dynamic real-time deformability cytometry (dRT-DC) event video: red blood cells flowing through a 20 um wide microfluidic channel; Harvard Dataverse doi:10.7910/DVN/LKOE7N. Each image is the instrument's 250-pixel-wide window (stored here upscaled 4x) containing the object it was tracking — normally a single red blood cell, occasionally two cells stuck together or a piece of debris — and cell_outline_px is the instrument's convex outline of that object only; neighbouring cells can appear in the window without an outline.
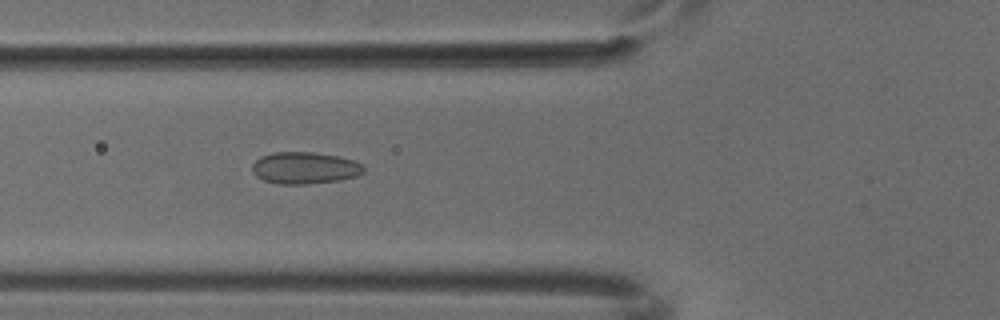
{"species": "common noctule bat (a hibernating species)", "species_latin": "Nyctalus noctula", "temperature_condition": "cold", "stored_images_in_passage": 5, "camera_frame_rate_fps": 3000, "um_per_image_px": 0.085, "animal": {"sex": "male", "body_mass_g": 18.8}, "frame": {"image": 1, "passage_image": 5, "time_ms": 1.333, "image_size_px": [1000, 320], "cell_outline_px": [[364, 172], [356, 176], [340, 180], [308, 184], [276, 184], [264, 180], [256, 176], [252, 172], [252, 164], [260, 156], [272, 152], [312, 152], [336, 156], [352, 160], [364, 164]], "centroid_in_image_um": [25.88, 14.28], "position_along_channel_um": 99.9, "area_um2": 20.81}}